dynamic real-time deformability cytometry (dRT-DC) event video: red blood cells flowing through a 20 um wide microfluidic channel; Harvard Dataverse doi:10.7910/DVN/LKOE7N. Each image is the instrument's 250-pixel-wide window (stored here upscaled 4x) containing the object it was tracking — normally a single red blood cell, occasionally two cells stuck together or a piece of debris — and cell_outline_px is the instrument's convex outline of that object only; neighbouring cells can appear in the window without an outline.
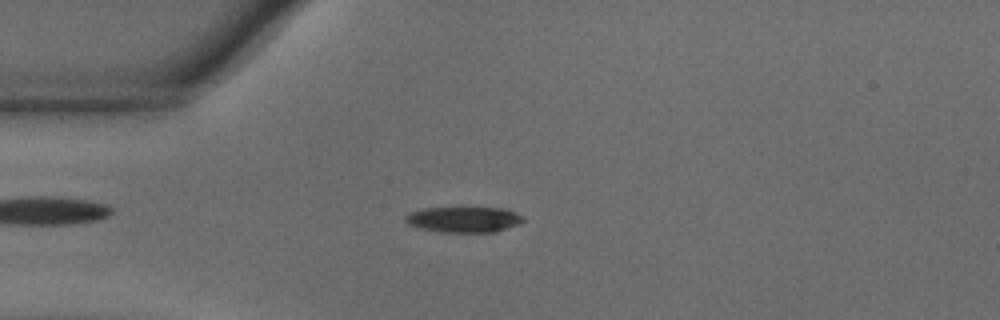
{"species": "common noctule bat (a hibernating species)", "species_latin": "Nyctalus noctula", "temperature_condition": "warm", "stored_images_in_passage": 54, "camera_frame_rate_fps": 3000, "um_per_image_px": 0.085, "animal": {"sex": "male", "body_mass_g": 18.8}, "frame": {"image": 1, "passage_image": 13, "time_ms": 4.0, "image_size_px": [1000, 320], "cell_outline_px": [[524, 220], [520, 224], [496, 232], [440, 232], [408, 224], [404, 220], [404, 216], [420, 208], [504, 208], [524, 216]], "centroid_in_image_um": [39.45, 18.65], "position_along_channel_um": 45.5, "area_um2": 17.57}}
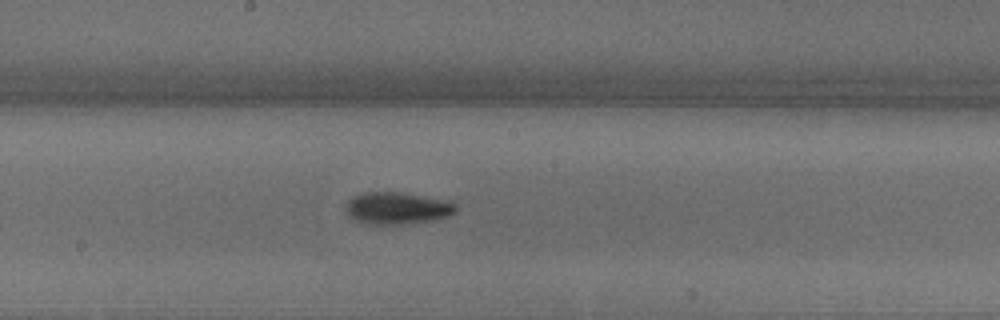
{"frame": {"image": 2, "passage_image": 28, "time_ms": 9.0, "image_size_px": [1000, 320], "cell_outline_px": [[456, 212], [448, 216], [432, 220], [396, 224], [368, 224], [356, 220], [348, 216], [344, 208], [348, 200], [352, 196], [364, 192], [400, 192], [452, 200], [456, 204]], "centroid_in_image_um": [33.76, 17.67], "position_along_channel_um": 214.4, "area_um2": 20.75}}
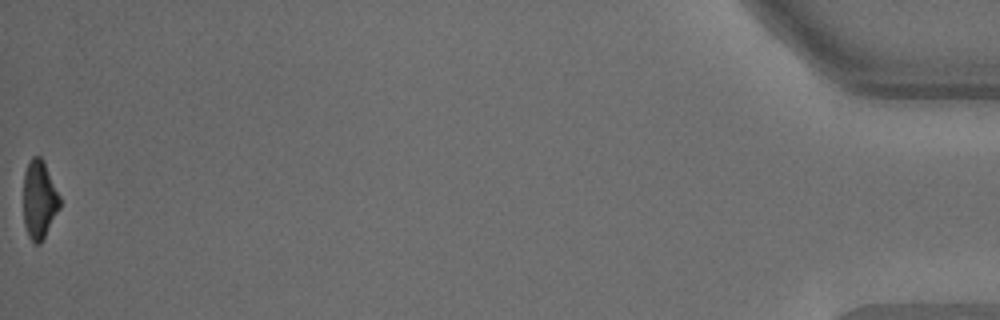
{"frame": {"image": 3, "passage_image": 54, "time_ms": 17.667, "image_size_px": [1000, 320], "cell_outline_px": [[60, 208], [40, 244], [36, 244], [28, 236], [24, 224], [24, 172], [28, 160], [32, 156], [40, 156], [44, 160], [60, 196]], "centroid_in_image_um": [3.34, 16.93], "position_along_channel_um": 431.9, "area_um2": 16.7}, "authors_computed_cell_mechanics": {"area_um2": 18.4671, "velocity_mm_per_s": 3.6774, "shape_relaxation_time_tau1_ms": 2.7777, "shape_relaxation_time_tau2_ms": null, "deformation_change_tau1": 0.148, "deformation_change_tau2": null}}